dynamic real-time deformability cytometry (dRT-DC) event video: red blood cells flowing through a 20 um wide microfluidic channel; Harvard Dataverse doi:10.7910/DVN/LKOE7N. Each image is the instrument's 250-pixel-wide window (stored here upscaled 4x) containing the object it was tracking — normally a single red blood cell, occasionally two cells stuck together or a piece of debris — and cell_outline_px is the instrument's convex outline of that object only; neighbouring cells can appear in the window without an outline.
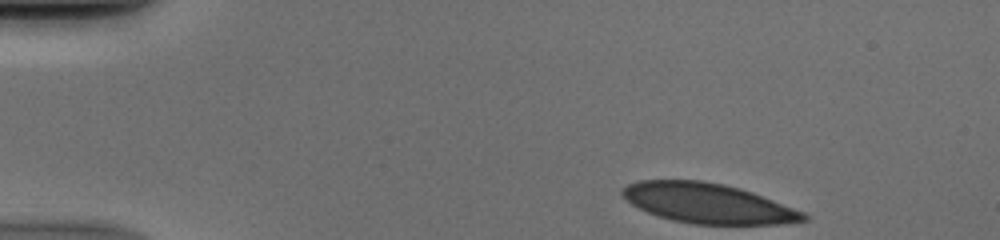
{"species": "human", "species_latin": "Homo sapiens", "temperature_condition": "cold", "stored_images_in_passage": 38, "camera_frame_rate_fps": 3000, "um_per_image_px": 0.085, "donor": {"sex": "male"}, "frame": {"image": 1, "passage_image": 1, "time_ms": 0.0, "image_size_px": [1000, 240], "cell_outline_px": [[808, 220], [780, 224], [692, 224], [672, 220], [648, 212], [632, 204], [620, 192], [628, 184], [636, 180], [700, 180], [724, 184], [740, 188], [752, 192], [804, 212], [808, 216]], "centroid_in_image_um": [60.18, 17.27], "position_along_channel_um": 24.8, "area_um2": 41.85}}
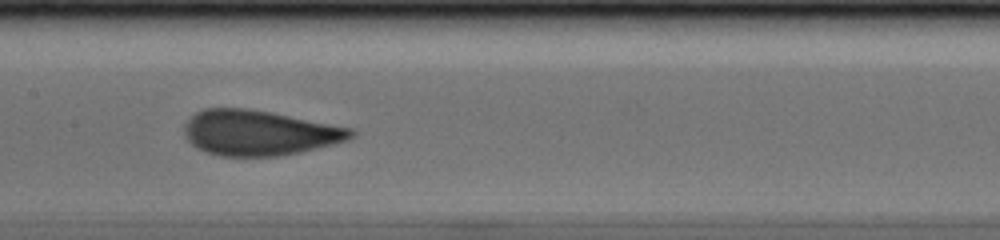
{"frame": {"image": 2, "passage_image": 20, "time_ms": 6.333, "image_size_px": [1000, 240], "cell_outline_px": [[356, 136], [332, 144], [300, 152], [276, 156], [220, 156], [204, 152], [196, 148], [184, 136], [184, 124], [196, 112], [204, 108], [248, 108], [352, 128], [356, 132]], "centroid_in_image_um": [21.98, 11.29], "position_along_channel_um": 185.4, "area_um2": 43.75}}
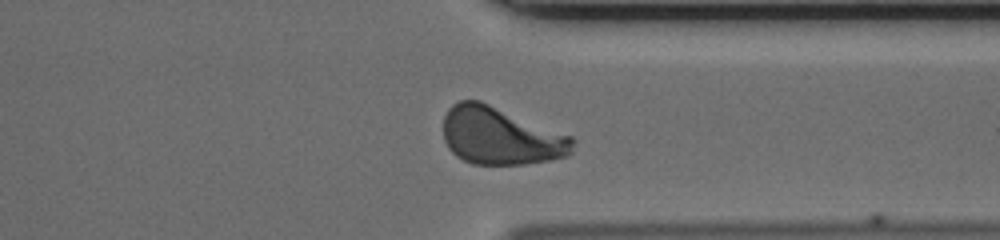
{"frame": {"image": 3, "passage_image": 34, "time_ms": 11.0, "image_size_px": [1000, 240], "cell_outline_px": [[576, 140], [572, 152], [568, 156], [552, 160], [524, 164], [472, 164], [456, 156], [448, 148], [444, 140], [444, 116], [448, 108], [452, 104], [460, 100], [480, 100], [572, 136]], "centroid_in_image_um": [42.56, 11.56], "position_along_channel_um": 368.8, "area_um2": 43.7}}